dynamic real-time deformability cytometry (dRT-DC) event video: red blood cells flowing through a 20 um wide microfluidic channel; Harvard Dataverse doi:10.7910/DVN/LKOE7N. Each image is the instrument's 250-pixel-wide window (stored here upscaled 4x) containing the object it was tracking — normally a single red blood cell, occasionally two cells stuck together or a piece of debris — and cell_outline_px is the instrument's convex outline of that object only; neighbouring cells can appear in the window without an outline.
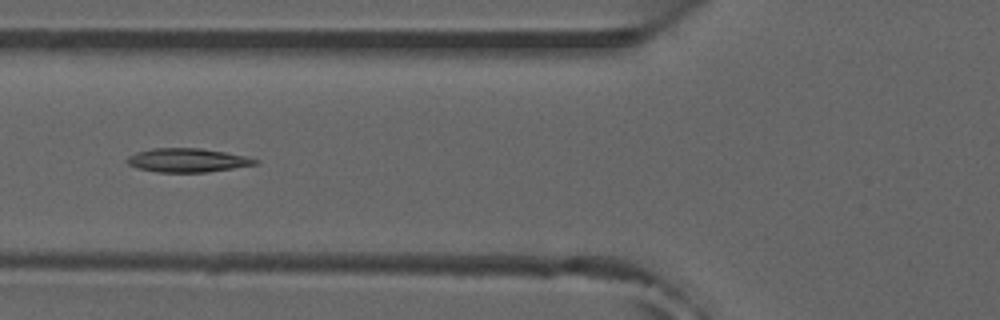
{"species": "common noctule bat (a hibernating species)", "species_latin": "Nyctalus noctula", "temperature_condition": "room temperature", "stored_images_in_passage": 6, "camera_frame_rate_fps": 3000, "um_per_image_px": 0.085, "animal": {"sex": "male", "forearm_length_mm": 52.5}, "frame": {"image": 1, "passage_image": 6, "time_ms": 1.667, "image_size_px": [1000, 320], "cell_outline_px": [[260, 160], [256, 164], [208, 172], [156, 172], [136, 168], [128, 164], [124, 160], [128, 156], [136, 152], [152, 148], [200, 148], [224, 152], [244, 156]], "centroid_in_image_um": [15.86, 13.62], "position_along_channel_um": 109.9, "area_um2": 17.74}}